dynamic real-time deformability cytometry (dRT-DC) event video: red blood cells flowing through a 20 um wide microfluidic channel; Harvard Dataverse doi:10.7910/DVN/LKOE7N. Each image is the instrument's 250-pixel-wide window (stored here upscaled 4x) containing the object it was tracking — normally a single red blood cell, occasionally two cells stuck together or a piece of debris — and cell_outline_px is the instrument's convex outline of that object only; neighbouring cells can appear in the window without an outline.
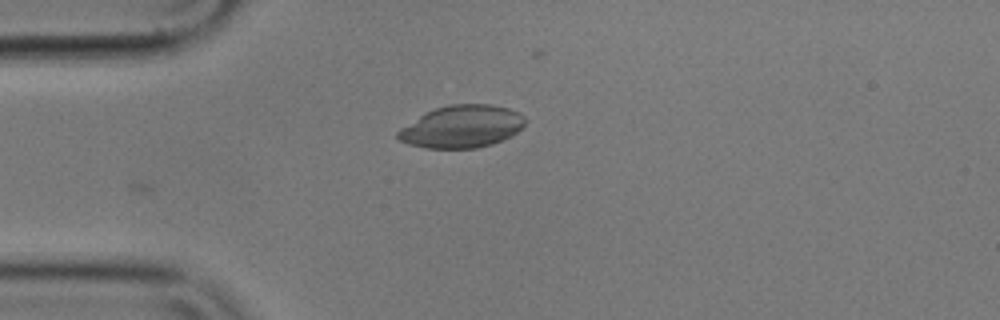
{"species": "common noctule bat (a hibernating species)", "species_latin": "Nyctalus noctula", "temperature_condition": "cold", "stored_images_in_passage": 24, "camera_frame_rate_fps": 3000, "um_per_image_px": 0.085, "animal": {"sex": "male", "body_mass_g": 17.9}, "frame": {"image": 1, "passage_image": 1, "time_ms": 0.0, "image_size_px": [1000, 320], "cell_outline_px": [[528, 120], [512, 136], [492, 144], [476, 148], [428, 148], [408, 144], [400, 140], [396, 136], [396, 132], [400, 128], [424, 112], [448, 104], [492, 104], [508, 108], [520, 112]], "centroid_in_image_um": [39.26, 10.75], "position_along_channel_um": 45.7, "area_um2": 31.67}}
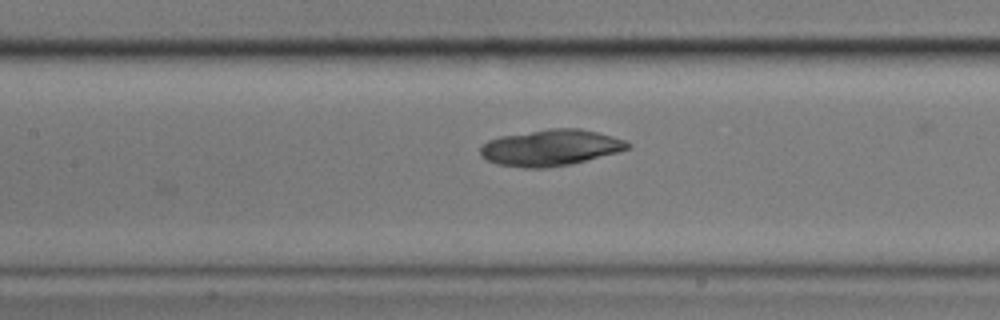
{"frame": {"image": 2, "passage_image": 12, "time_ms": 3.667, "image_size_px": [1000, 320], "cell_outline_px": [[632, 148], [572, 164], [544, 168], [524, 168], [496, 164], [480, 156], [480, 148], [488, 140], [500, 136], [552, 128], [580, 128], [612, 136], [624, 140], [632, 144]], "centroid_in_image_um": [46.8, 12.56], "position_along_channel_um": 160.6, "area_um2": 31.1}}
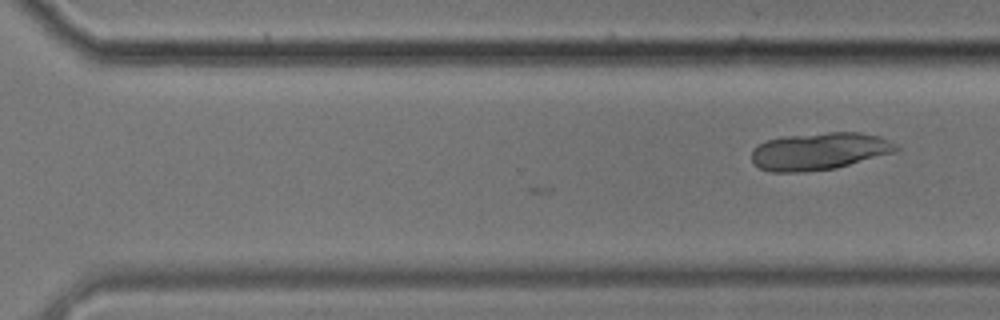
{"frame": {"image": 3, "passage_image": 24, "time_ms": 7.667, "image_size_px": [1000, 320], "cell_outline_px": [[900, 148], [896, 152], [836, 168], [804, 172], [772, 172], [760, 168], [752, 160], [752, 148], [768, 140], [784, 136], [828, 132], [860, 132], [880, 136], [896, 144]], "centroid_in_image_um": [69.67, 12.85], "position_along_channel_um": 300.9, "area_um2": 31.5}}